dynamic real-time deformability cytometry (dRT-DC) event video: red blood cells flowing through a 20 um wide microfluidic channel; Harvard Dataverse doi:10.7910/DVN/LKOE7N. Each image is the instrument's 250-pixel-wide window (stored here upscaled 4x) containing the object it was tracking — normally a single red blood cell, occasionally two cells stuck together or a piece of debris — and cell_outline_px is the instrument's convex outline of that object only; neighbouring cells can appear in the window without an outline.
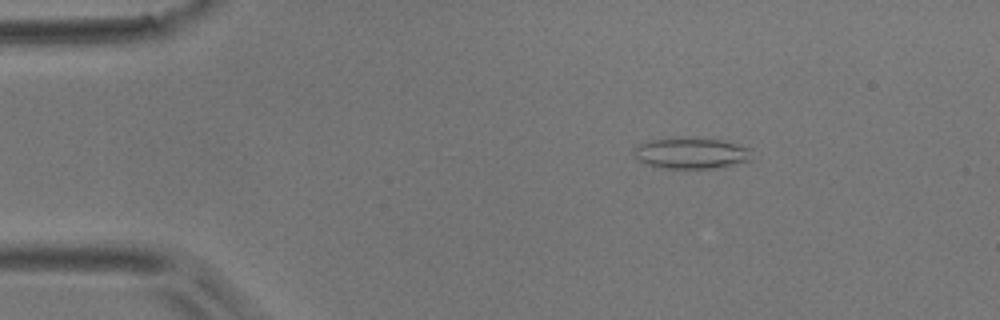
{"species": "common noctule bat (a hibernating species)", "species_latin": "Nyctalus noctula", "temperature_condition": "room temperature", "stored_images_in_passage": 4, "camera_frame_rate_fps": 3000, "um_per_image_px": 0.085, "animal": {"sex": "male", "body_mass_g": 17.9}, "frame": {"image": 1, "passage_image": 2, "time_ms": 2.0, "image_size_px": [1000, 320], "cell_outline_px": [[752, 160], [720, 168], [664, 168], [644, 164], [636, 156], [636, 148], [640, 144], [652, 140], [672, 136], [692, 136], [720, 140], [752, 148]], "centroid_in_image_um": [58.82, 13.0], "position_along_channel_um": 26.2, "area_um2": 21.79}}